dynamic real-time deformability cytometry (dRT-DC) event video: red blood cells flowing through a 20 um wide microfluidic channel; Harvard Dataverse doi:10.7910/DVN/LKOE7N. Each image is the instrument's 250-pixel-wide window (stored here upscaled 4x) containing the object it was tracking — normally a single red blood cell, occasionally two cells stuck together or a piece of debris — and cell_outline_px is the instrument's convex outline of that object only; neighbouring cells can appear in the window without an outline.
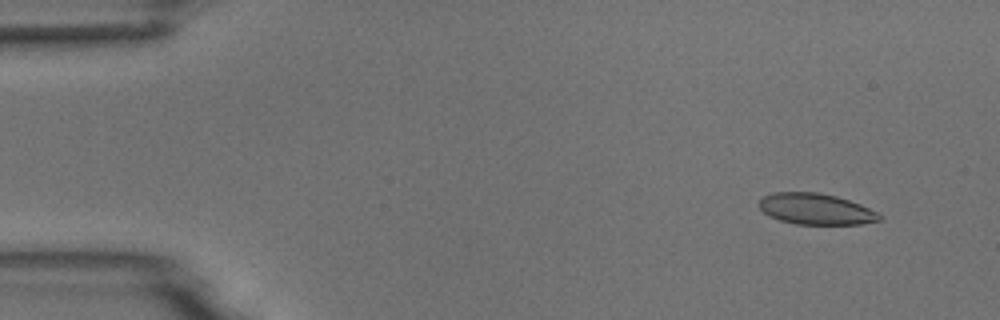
{"species": "common noctule bat (a hibernating species)", "species_latin": "Nyctalus noctula", "temperature_condition": "room temperature", "stored_images_in_passage": 5, "camera_frame_rate_fps": 3000, "um_per_image_px": 0.085, "animal": {"sex": "male", "body_mass_g": 18.8}, "frame": {"image": 1, "passage_image": 2, "time_ms": 0.333, "image_size_px": [1000, 320], "cell_outline_px": [[884, 216], [880, 220], [860, 224], [796, 224], [780, 220], [768, 216], [760, 208], [760, 200], [764, 196], [772, 192], [816, 192], [836, 196], [860, 204]], "centroid_in_image_um": [69.34, 17.77], "position_along_channel_um": 15.7, "area_um2": 21.68}}
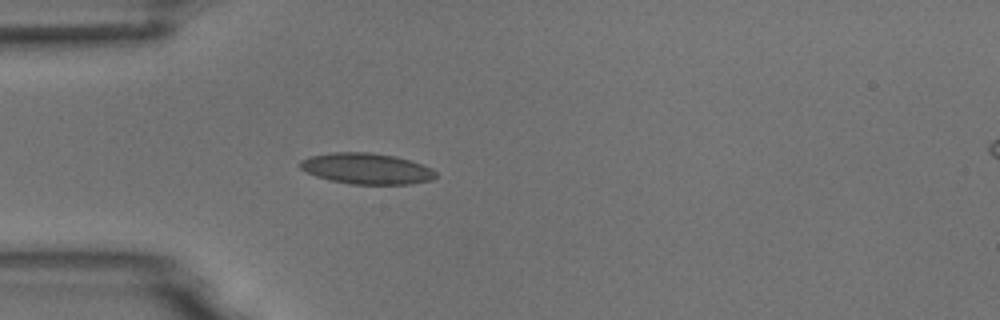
{"frame": {"image": 2, "passage_image": 5, "time_ms": 1.333, "image_size_px": [1000, 320], "cell_outline_px": [[436, 176], [432, 180], [408, 184], [348, 184], [328, 180], [316, 176], [300, 168], [296, 164], [300, 160], [308, 156], [332, 152], [372, 152], [396, 156], [432, 168], [436, 172]], "centroid_in_image_um": [31.11, 14.32], "position_along_channel_um": 53.9, "area_um2": 24.68}}